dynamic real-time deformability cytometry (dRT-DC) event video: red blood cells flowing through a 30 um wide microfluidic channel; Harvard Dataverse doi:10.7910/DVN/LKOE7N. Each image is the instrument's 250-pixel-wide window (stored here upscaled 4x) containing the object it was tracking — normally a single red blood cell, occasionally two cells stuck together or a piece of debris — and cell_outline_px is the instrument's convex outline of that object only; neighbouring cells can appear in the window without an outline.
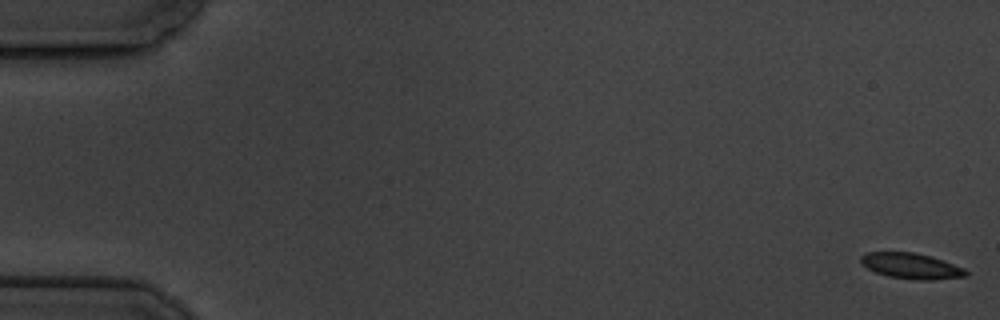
{"species": "common noctule bat (a hibernating species)", "species_latin": "Nyctalus noctula", "temperature_condition": "cold", "stored_images_in_passage": 7, "camera_frame_rate_fps": 3000, "um_per_image_px": 0.085, "animal": {"sex": "male", "body_mass_g": 19.5, "forearm_length_mm": 54.6}, "frame": {"image": 1, "passage_image": 1, "time_ms": 0.0, "image_size_px": [1000, 320], "cell_outline_px": [[968, 276], [932, 280], [916, 280], [888, 276], [876, 272], [868, 268], [860, 260], [860, 256], [864, 252], [912, 252], [932, 256], [964, 268], [968, 272]], "centroid_in_image_um": [77.47, 22.6], "position_along_channel_um": 7.5, "area_um2": 15.72}}
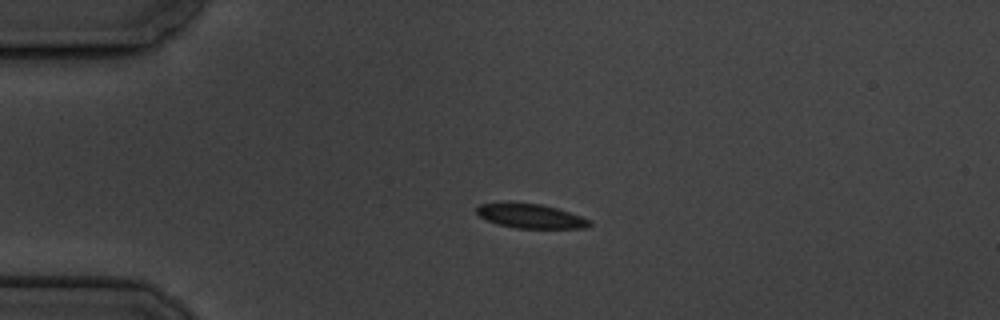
{"frame": {"image": 2, "passage_image": 5, "time_ms": 4.333, "image_size_px": [1000, 320], "cell_outline_px": [[592, 224], [588, 228], [516, 228], [500, 224], [488, 220], [480, 216], [476, 212], [476, 208], [480, 204], [508, 200], [540, 204], [556, 208], [592, 220]], "centroid_in_image_um": [45.08, 18.33], "position_along_channel_um": 39.9, "area_um2": 16.3}}